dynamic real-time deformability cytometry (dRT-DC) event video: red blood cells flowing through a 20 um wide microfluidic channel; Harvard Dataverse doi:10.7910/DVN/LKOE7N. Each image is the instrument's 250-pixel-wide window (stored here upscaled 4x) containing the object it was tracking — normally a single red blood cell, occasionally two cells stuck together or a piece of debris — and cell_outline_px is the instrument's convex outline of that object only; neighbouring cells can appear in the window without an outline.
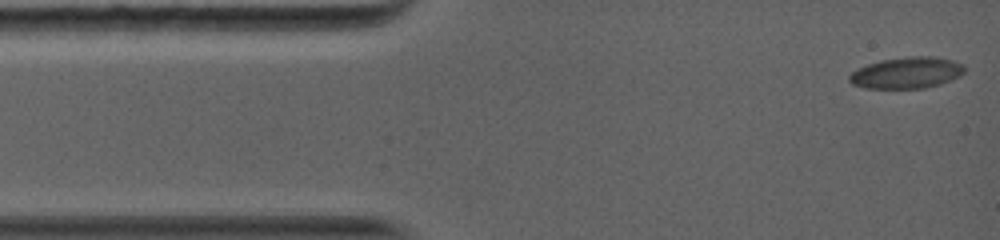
{"species": "common noctule bat (a hibernating species)", "species_latin": "Nyctalus noctula", "temperature_condition": "warm", "stored_images_in_passage": 28, "camera_frame_rate_fps": 5000, "um_per_image_px": 0.085, "animal": {"sex": "female", "body_mass_g": 19.0, "forearm_length_mm": 56.7}, "frame": {"image": 1, "passage_image": 1, "time_ms": 0.0, "image_size_px": [1000, 240], "cell_outline_px": [[964, 72], [960, 76], [940, 84], [924, 88], [864, 88], [852, 84], [848, 80], [848, 76], [852, 72], [868, 64], [880, 60], [908, 56], [932, 56], [956, 60], [964, 64]], "centroid_in_image_um": [77.09, 6.18], "position_along_channel_um": 7.9, "area_um2": 21.15}}
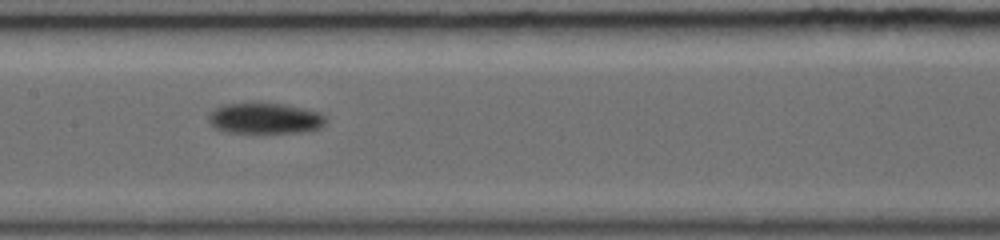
{"frame": {"image": 2, "passage_image": 12, "time_ms": 6.4, "image_size_px": [1000, 240], "cell_outline_px": [[324, 124], [320, 128], [304, 132], [224, 132], [208, 124], [208, 112], [224, 104], [284, 104], [304, 108], [320, 112], [324, 116]], "centroid_in_image_um": [22.49, 10.07], "position_along_channel_um": 184.9, "area_um2": 20.87}}
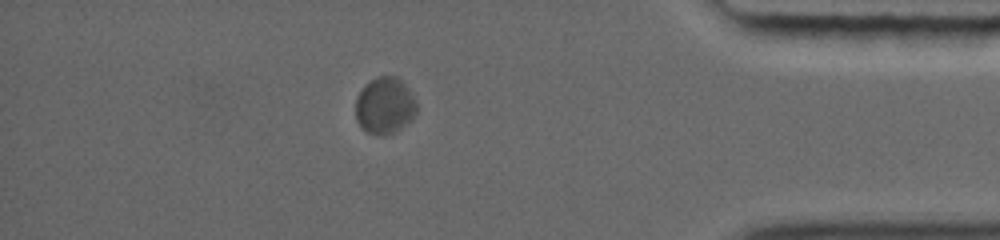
{"frame": {"image": 3, "passage_image": 23, "time_ms": 12.8, "image_size_px": [1000, 240], "cell_outline_px": [[416, 112], [412, 120], [396, 132], [384, 136], [368, 132], [356, 120], [356, 100], [364, 84], [376, 76], [396, 76], [408, 88], [416, 104]], "centroid_in_image_um": [32.71, 8.98], "position_along_channel_um": 402.5, "area_um2": 20.06}, "authors_computed_cell_mechanics": {"area_um2": 20.6635, "velocity_mm_per_s": 3.9136, "shape_relaxation_time_tau1_ms": 2.7914, "shape_relaxation_time_tau2_ms": null, "deformation_change_tau1": 0.0683, "deformation_change_tau2": null}}